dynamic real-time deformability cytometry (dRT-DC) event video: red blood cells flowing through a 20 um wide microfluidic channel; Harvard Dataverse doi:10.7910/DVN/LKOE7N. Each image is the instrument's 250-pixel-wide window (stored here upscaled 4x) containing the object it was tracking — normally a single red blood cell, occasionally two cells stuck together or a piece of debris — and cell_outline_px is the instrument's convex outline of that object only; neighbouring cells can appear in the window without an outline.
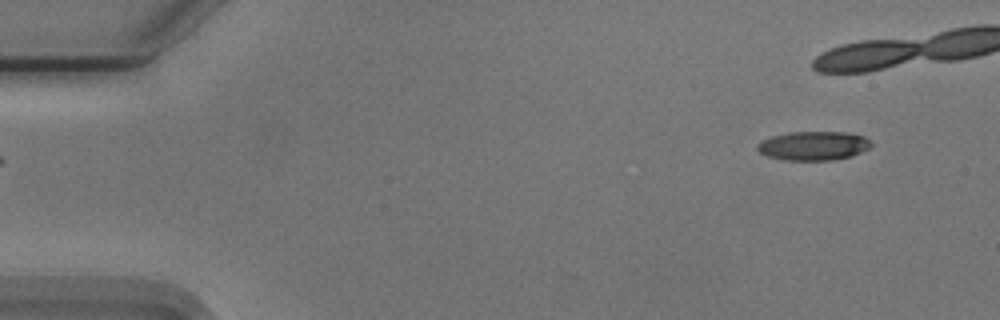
{"species": "Egyptian fruit bat (a non-hibernating species)", "species_latin": "Rousettus aegyptiacus", "temperature_condition": "cold", "stored_images_in_passage": 39, "camera_frame_rate_fps": 3000, "um_per_image_px": 0.085, "animal": {"sex": "male"}, "frame": {"image": 1, "passage_image": 1, "time_ms": 0.0, "image_size_px": [1000, 320], "cell_outline_px": [[872, 144], [868, 148], [852, 156], [836, 160], [784, 160], [768, 156], [760, 152], [756, 148], [756, 144], [772, 136], [788, 132], [844, 132], [864, 136]], "centroid_in_image_um": [69.13, 12.39], "position_along_channel_um": 15.9, "area_um2": 19.13}}
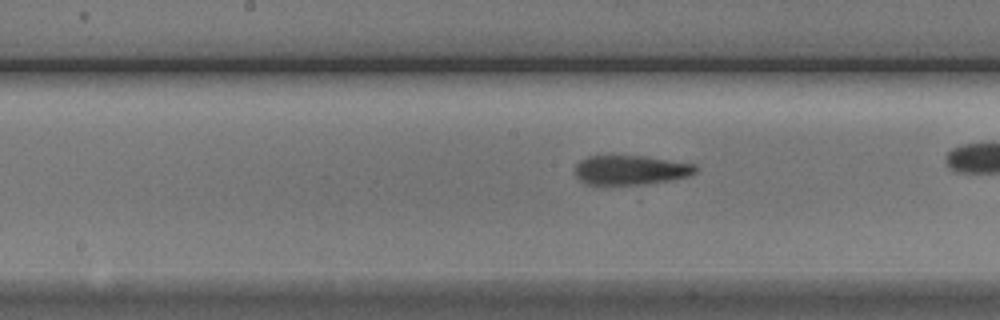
{"frame": {"image": 2, "passage_image": 24, "time_ms": 7.667, "image_size_px": [1000, 320], "cell_outline_px": [[700, 168], [692, 176], [648, 184], [584, 184], [576, 176], [576, 164], [580, 160], [588, 156], [644, 156], [696, 164]], "centroid_in_image_um": [53.66, 14.45], "position_along_channel_um": 194.5, "area_um2": 20.81}}
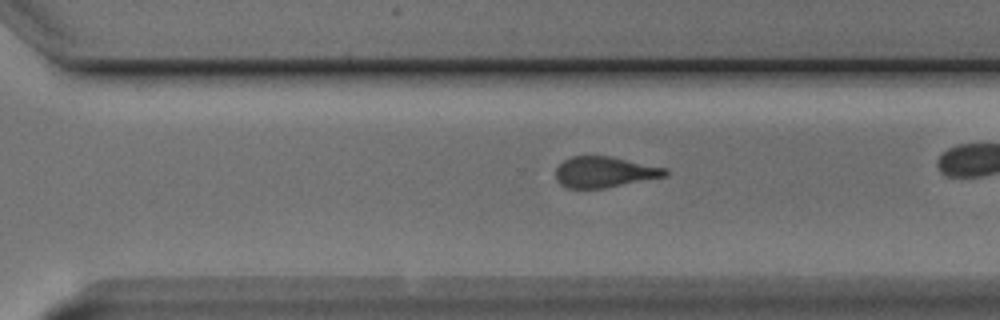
{"frame": {"image": 3, "passage_image": 34, "time_ms": 11.0, "image_size_px": [1000, 320], "cell_outline_px": [[668, 176], [604, 188], [568, 188], [560, 184], [556, 180], [556, 168], [564, 160], [572, 156], [612, 156], [668, 168]], "centroid_in_image_um": [51.41, 14.62], "position_along_channel_um": 319.2, "area_um2": 19.83}}